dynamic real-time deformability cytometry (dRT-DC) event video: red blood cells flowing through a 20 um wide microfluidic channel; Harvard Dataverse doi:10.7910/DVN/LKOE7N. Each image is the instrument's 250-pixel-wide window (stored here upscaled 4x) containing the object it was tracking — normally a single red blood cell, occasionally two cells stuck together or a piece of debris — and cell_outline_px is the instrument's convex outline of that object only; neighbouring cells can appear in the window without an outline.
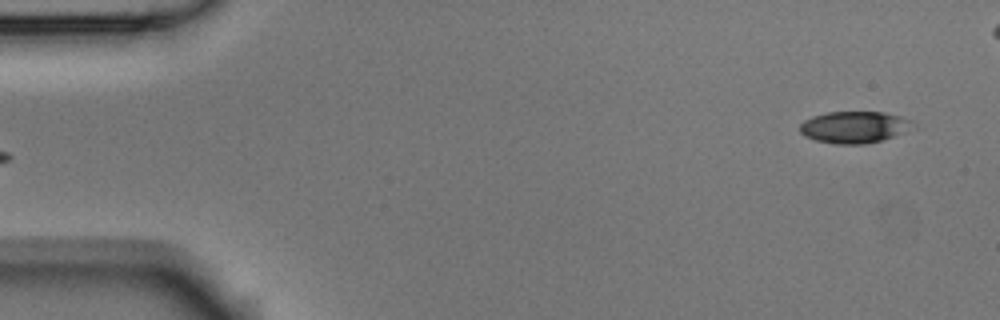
{"species": "Egyptian fruit bat (a non-hibernating species)", "species_latin": "Rousettus aegyptiacus", "temperature_condition": "room temperature", "stored_images_in_passage": 6, "segment_of_instrument_passage": [2, 2], "camera_frame_rate_fps": 3000, "um_per_image_px": 0.085, "animal": {"sex": "male"}, "frame": {"image": 1, "passage_image": 6, "time_ms": 1.667, "image_size_px": [1000, 320], "cell_outline_px": [[916, 128], [880, 140], [864, 144], [832, 144], [816, 140], [804, 136], [800, 132], [800, 124], [804, 120], [812, 116], [828, 112], [884, 112], [900, 116], [912, 120]], "centroid_in_image_um": [72.62, 10.8], "position_along_channel_um": 12.4, "area_um2": 20.98}}